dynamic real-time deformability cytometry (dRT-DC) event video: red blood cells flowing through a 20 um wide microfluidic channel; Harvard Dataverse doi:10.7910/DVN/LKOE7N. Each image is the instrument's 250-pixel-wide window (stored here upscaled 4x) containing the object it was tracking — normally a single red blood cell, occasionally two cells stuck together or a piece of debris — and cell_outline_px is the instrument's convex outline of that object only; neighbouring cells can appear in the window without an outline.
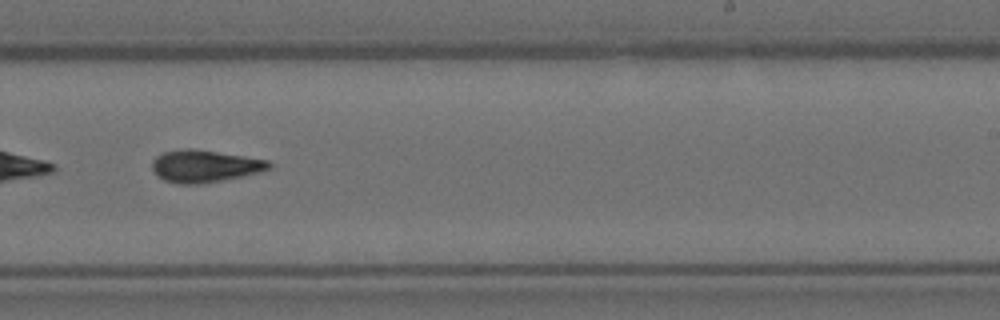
{"species": "Egyptian fruit bat (a non-hibernating species)", "species_latin": "Rousettus aegyptiacus", "temperature_condition": "room temperature", "stored_images_in_passage": 12, "camera_frame_rate_fps": 3000, "um_per_image_px": 0.085, "animal": {"sex": "female"}, "frame": {"image": 1, "passage_image": 7, "time_ms": 2.0, "image_size_px": [1000, 320], "cell_outline_px": [[272, 168], [240, 176], [200, 184], [176, 184], [164, 180], [156, 176], [152, 168], [152, 160], [156, 156], [164, 152], [188, 148], [192, 148], [244, 156], [268, 160], [272, 164]], "centroid_in_image_um": [17.35, 14.12], "position_along_channel_um": 271.7, "area_um2": 21.79}}